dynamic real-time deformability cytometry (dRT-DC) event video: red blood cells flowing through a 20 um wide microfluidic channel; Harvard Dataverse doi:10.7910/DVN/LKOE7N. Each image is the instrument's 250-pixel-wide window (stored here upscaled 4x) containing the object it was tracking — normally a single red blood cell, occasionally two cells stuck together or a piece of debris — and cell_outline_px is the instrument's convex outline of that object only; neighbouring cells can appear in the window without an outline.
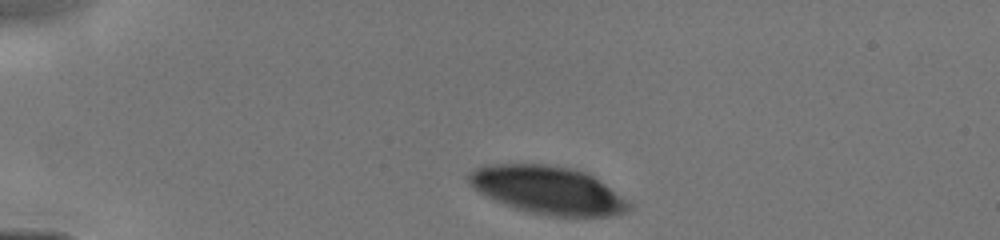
{"species": "human", "species_latin": "Homo sapiens", "temperature_condition": "cold", "stored_images_in_passage": 20, "camera_frame_rate_fps": 3000, "um_per_image_px": 0.085, "donor": {"sex": "male"}, "frame": {"image": 1, "passage_image": 1, "time_ms": 0.0, "image_size_px": [1000, 240], "cell_outline_px": [[632, 208], [624, 212], [608, 216], [552, 216], [532, 212], [516, 208], [504, 204], [480, 192], [468, 180], [468, 176], [472, 172], [480, 168], [500, 164], [544, 164], [568, 168], [588, 172], [632, 204]], "centroid_in_image_um": [46.64, 16.17], "position_along_channel_um": 38.4, "area_um2": 43.7}}
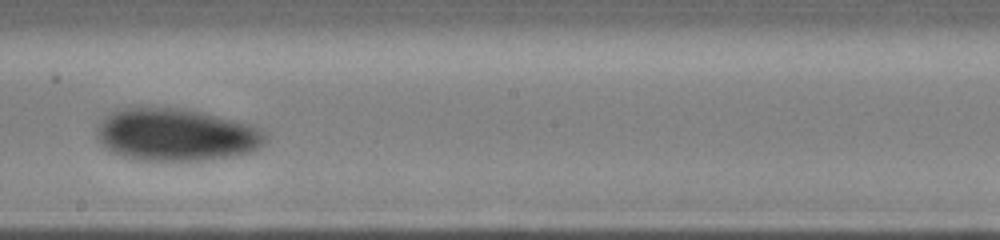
{"frame": {"image": 2, "passage_image": 12, "time_ms": 5.667, "image_size_px": [1000, 240], "cell_outline_px": [[268, 140], [264, 144], [252, 152], [232, 156], [208, 160], [140, 160], [124, 156], [112, 152], [96, 136], [96, 128], [104, 116], [120, 108], [136, 104], [140, 104], [180, 108], [200, 112], [252, 124], [268, 132]], "centroid_in_image_um": [14.98, 11.41], "position_along_channel_um": 233.2, "area_um2": 52.54}}
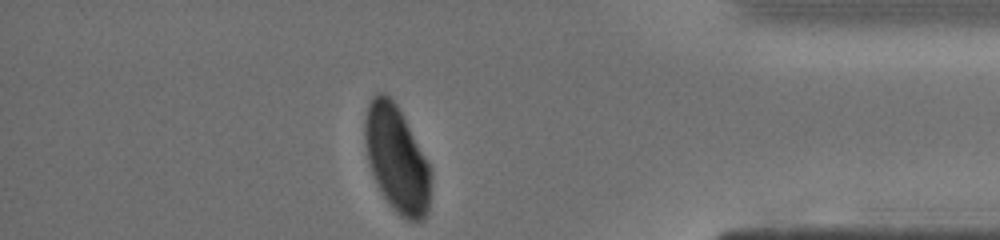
{"frame": {"image": 3, "passage_image": 20, "time_ms": 10.0, "image_size_px": [1000, 240], "cell_outline_px": [[432, 176], [428, 212], [424, 220], [408, 220], [400, 216], [392, 208], [384, 196], [372, 176], [364, 144], [364, 120], [368, 104], [372, 96], [380, 92], [384, 92], [396, 104], [428, 164], [432, 172]], "centroid_in_image_um": [33.7, 13.54], "position_along_channel_um": 401.5, "area_um2": 40.63}}